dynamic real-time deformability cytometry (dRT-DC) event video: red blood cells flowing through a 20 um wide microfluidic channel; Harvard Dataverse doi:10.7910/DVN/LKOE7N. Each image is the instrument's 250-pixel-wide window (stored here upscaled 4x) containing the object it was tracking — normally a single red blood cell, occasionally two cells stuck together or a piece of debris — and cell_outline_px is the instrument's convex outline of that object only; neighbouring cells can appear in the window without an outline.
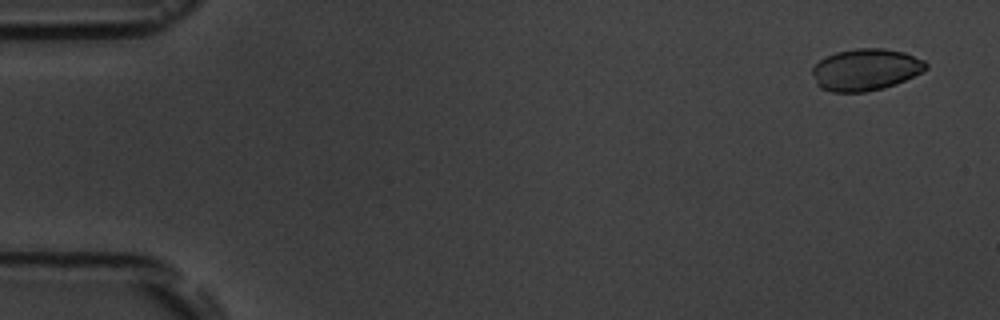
{"species": "common noctule bat (a hibernating species)", "species_latin": "Nyctalus noctula", "temperature_condition": "room temperature", "stored_images_in_passage": 4, "camera_frame_rate_fps": 3000, "um_per_image_px": 0.085, "animal": {"sex": "male", "body_mass_g": 19.5, "forearm_length_mm": 54.6}, "frame": {"image": 1, "passage_image": 1, "time_ms": 0.0, "image_size_px": [1000, 320], "cell_outline_px": [[928, 68], [896, 84], [884, 88], [868, 92], [832, 92], [820, 88], [816, 84], [812, 72], [812, 68], [820, 60], [836, 52], [860, 48], [884, 48], [904, 52], [924, 60], [928, 64]], "centroid_in_image_um": [73.57, 5.93], "position_along_channel_um": 11.4, "area_um2": 27.63}}